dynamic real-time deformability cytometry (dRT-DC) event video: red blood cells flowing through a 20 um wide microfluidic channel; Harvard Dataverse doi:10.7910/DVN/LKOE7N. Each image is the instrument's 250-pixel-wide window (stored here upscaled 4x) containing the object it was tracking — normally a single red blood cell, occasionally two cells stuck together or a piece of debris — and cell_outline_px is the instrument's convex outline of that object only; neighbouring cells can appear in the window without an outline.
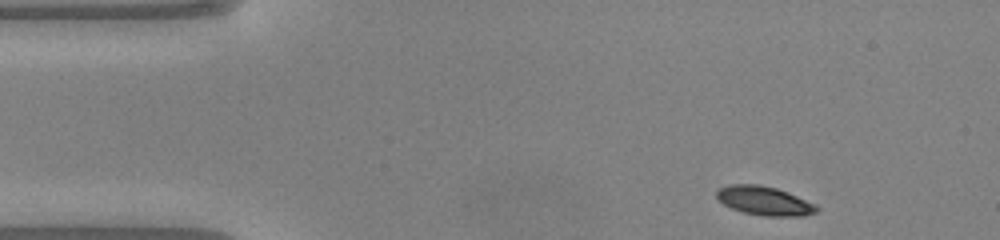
{"species": "common noctule bat (a hibernating species)", "species_latin": "Nyctalus noctula", "temperature_condition": "warm", "stored_images_in_passage": 44, "camera_frame_rate_fps": 3000, "um_per_image_px": 0.085, "animal": {"sex": "male", "body_mass_g": 20.0, "forearm_length_mm": 53.3}, "frame": {"image": 1, "passage_image": 1, "time_ms": 0.0, "image_size_px": [1000, 240], "cell_outline_px": [[820, 208], [816, 212], [804, 216], [764, 216], [744, 212], [732, 208], [716, 200], [716, 192], [720, 188], [728, 184], [756, 184], [776, 188], [788, 192], [816, 204]], "centroid_in_image_um": [64.97, 17.07], "position_along_channel_um": 20.0, "area_um2": 16.94}}
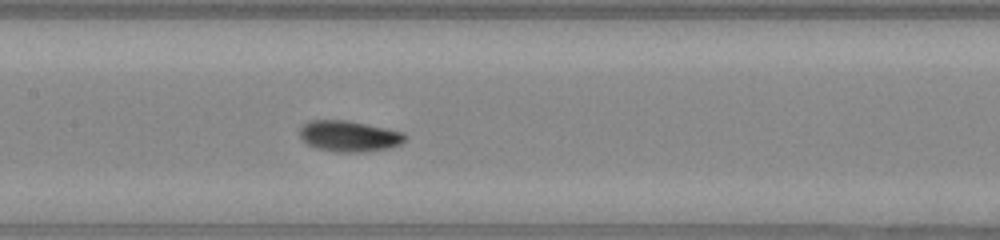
{"frame": {"image": 2, "passage_image": 18, "time_ms": 5.667, "image_size_px": [1000, 240], "cell_outline_px": [[408, 136], [400, 144], [388, 148], [364, 152], [332, 152], [316, 148], [308, 144], [300, 136], [300, 128], [304, 124], [312, 120], [344, 120], [404, 132]], "centroid_in_image_um": [29.67, 11.59], "position_along_channel_um": 177.7, "area_um2": 18.84}}
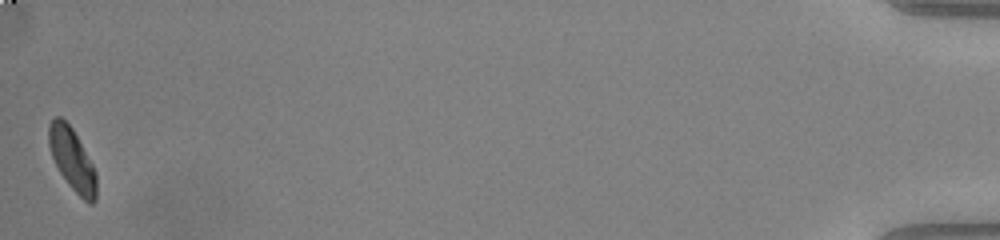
{"frame": {"image": 3, "passage_image": 44, "time_ms": 14.333, "image_size_px": [1000, 240], "cell_outline_px": [[96, 200], [92, 204], [88, 204], [68, 184], [60, 172], [52, 156], [48, 144], [48, 124], [56, 116], [60, 116], [72, 128], [92, 164], [96, 172]], "centroid_in_image_um": [6.13, 13.56], "position_along_channel_um": 429.1, "area_um2": 17.05}, "authors_computed_cell_mechanics": {"area_um2": 17.7735, "velocity_mm_per_s": 4.0878, "shape_relaxation_time_tau1_ms": 2.4398, "shape_relaxation_time_tau2_ms": 11.0234, "deformation_change_tau1": 0.1421, "deformation_change_tau2": 0.1498}}